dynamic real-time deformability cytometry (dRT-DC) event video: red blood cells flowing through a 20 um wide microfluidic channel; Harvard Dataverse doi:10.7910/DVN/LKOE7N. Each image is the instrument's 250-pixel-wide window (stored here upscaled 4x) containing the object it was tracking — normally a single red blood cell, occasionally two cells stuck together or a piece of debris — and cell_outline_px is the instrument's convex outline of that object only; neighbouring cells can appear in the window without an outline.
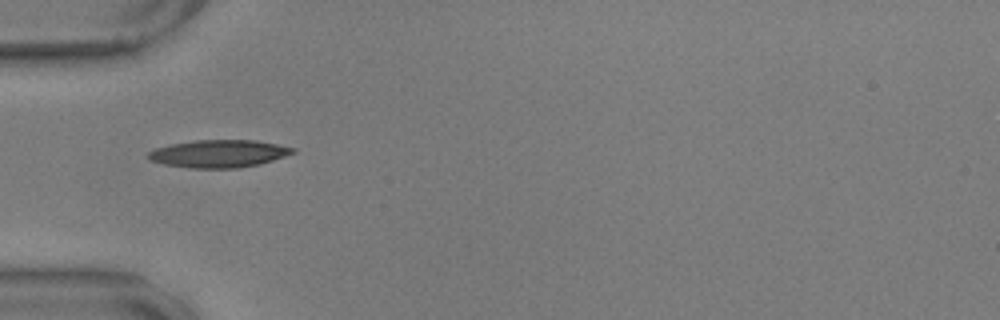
{"species": "common noctule bat (a hibernating species)", "species_latin": "Nyctalus noctula", "temperature_condition": "warm", "stored_images_in_passage": 19, "camera_frame_rate_fps": 3000, "um_per_image_px": 0.085, "animal": {"sex": "male", "body_mass_g": 17.9, "forearm_length_mm": 54.2}, "frame": {"image": 1, "passage_image": 1, "time_ms": 0.0, "image_size_px": [1000, 320], "cell_outline_px": [[296, 152], [260, 164], [240, 168], [192, 168], [164, 164], [148, 160], [148, 152], [156, 148], [172, 144], [192, 140], [256, 140], [296, 148]], "centroid_in_image_um": [18.6, 13.06], "position_along_channel_um": 66.4, "area_um2": 23.24}}
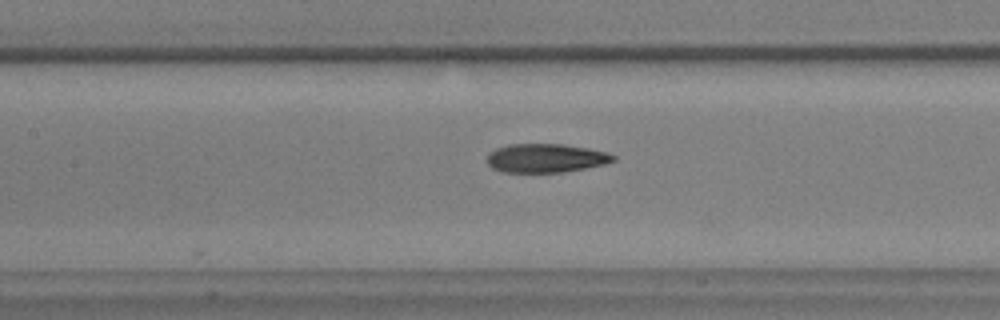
{"frame": {"image": 2, "passage_image": 9, "time_ms": 2.667, "image_size_px": [1000, 320], "cell_outline_px": [[616, 160], [604, 164], [564, 172], [500, 172], [492, 168], [488, 164], [488, 152], [496, 148], [508, 144], [564, 144], [588, 148], [608, 152], [616, 156]], "centroid_in_image_um": [46.39, 13.43], "position_along_channel_um": 161.0, "area_um2": 21.27}}
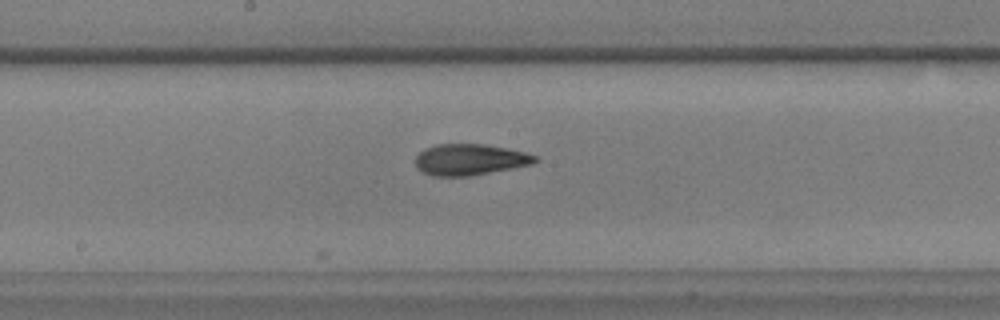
{"frame": {"image": 3, "passage_image": 13, "time_ms": 4.0, "image_size_px": [1000, 320], "cell_outline_px": [[540, 160], [532, 164], [512, 168], [468, 176], [432, 176], [416, 168], [416, 156], [424, 148], [436, 144], [484, 144], [508, 148], [524, 152], [536, 156]], "centroid_in_image_um": [39.93, 13.56], "position_along_channel_um": 208.3, "area_um2": 21.73}}